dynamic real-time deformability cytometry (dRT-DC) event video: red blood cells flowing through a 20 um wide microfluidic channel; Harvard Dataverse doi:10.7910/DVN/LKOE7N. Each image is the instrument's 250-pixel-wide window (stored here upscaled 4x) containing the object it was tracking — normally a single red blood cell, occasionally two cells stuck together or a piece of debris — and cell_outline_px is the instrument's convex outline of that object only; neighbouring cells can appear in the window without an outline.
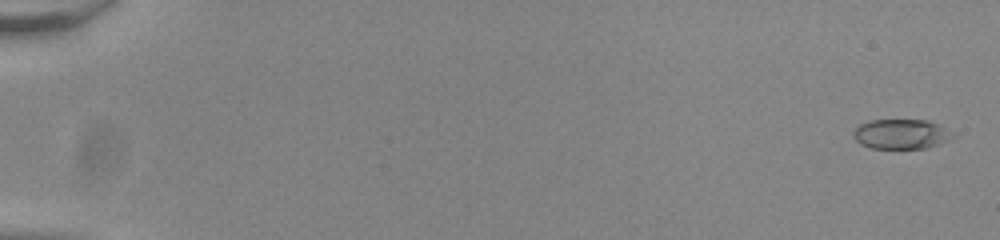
{"species": "common noctule bat (a hibernating species)", "species_latin": "Nyctalus noctula", "temperature_condition": "room temperature", "stored_images_in_passage": 56, "camera_frame_rate_fps": 3000, "um_per_image_px": 0.085, "animal": {"sex": "male", "body_mass_g": 20.0, "forearm_length_mm": 53.3}, "frame": {"image": 1, "passage_image": 2, "time_ms": 0.333, "image_size_px": [1000, 240], "cell_outline_px": [[956, 136], [928, 148], [872, 148], [860, 144], [852, 136], [852, 132], [860, 124], [868, 120], [928, 120], [940, 124]], "centroid_in_image_um": [76.58, 11.39], "position_along_channel_um": 8.4, "area_um2": 17.28}}
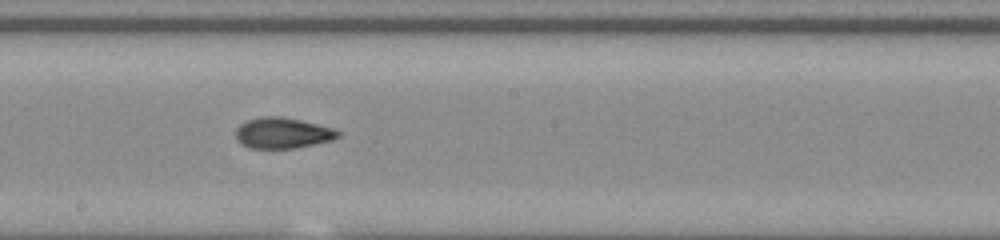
{"frame": {"image": 2, "passage_image": 33, "time_ms": 10.667, "image_size_px": [1000, 240], "cell_outline_px": [[340, 136], [332, 140], [296, 148], [248, 148], [240, 144], [236, 140], [236, 128], [240, 124], [248, 120], [260, 116], [280, 116], [300, 120], [332, 128], [340, 132]], "centroid_in_image_um": [23.98, 11.31], "position_along_channel_um": 224.2, "area_um2": 18.38}}
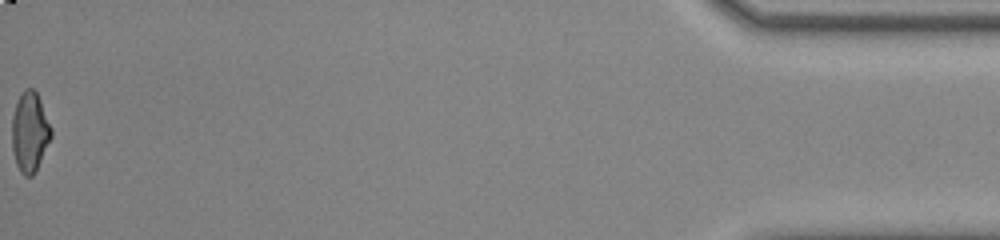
{"frame": {"image": 3, "passage_image": 56, "time_ms": 18.333, "image_size_px": [1000, 240], "cell_outline_px": [[52, 136], [32, 176], [24, 176], [20, 172], [16, 164], [12, 148], [12, 116], [16, 104], [24, 88], [32, 88], [36, 92], [40, 100], [52, 128]], "centroid_in_image_um": [2.52, 11.21], "position_along_channel_um": 432.7, "area_um2": 18.03}, "authors_computed_cell_mechanics": {"area_um2": 17.8891, "velocity_mm_per_s": 3.866, "shape_relaxation_time_tau1_ms": 10.1187, "shape_relaxation_time_tau2_ms": 1.266, "deformation_change_tau1": 0.2798, "deformation_change_tau2": 0.0746}}